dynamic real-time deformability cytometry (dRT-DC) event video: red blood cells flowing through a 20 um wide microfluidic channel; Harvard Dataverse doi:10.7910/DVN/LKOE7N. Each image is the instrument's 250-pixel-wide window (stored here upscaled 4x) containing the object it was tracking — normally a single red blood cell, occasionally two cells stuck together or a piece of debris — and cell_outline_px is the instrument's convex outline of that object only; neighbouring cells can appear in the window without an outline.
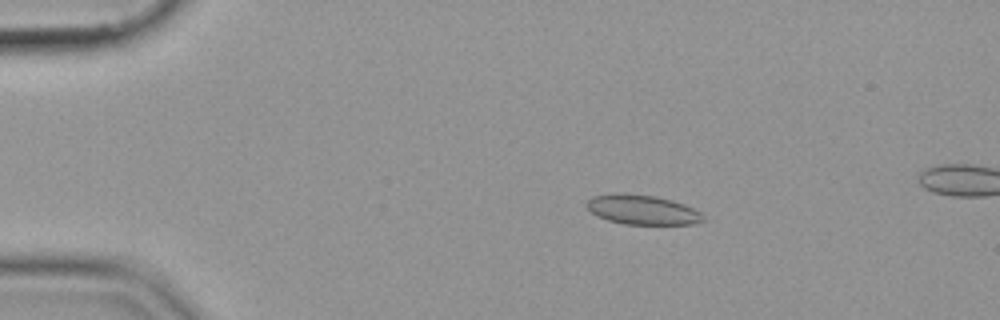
{"species": "common noctule bat (a hibernating species)", "species_latin": "Nyctalus noctula", "temperature_condition": "cold", "stored_images_in_passage": 17, "camera_frame_rate_fps": 3000, "um_per_image_px": 0.085, "animal": {"sex": "female", "body_mass_g": 19.9}, "frame": {"image": 1, "passage_image": 10, "time_ms": 3.0, "image_size_px": [1000, 320], "cell_outline_px": [[704, 220], [696, 224], [624, 224], [608, 220], [596, 216], [584, 204], [592, 196], [620, 192], [656, 196], [672, 200], [684, 204], [700, 212], [704, 216]], "centroid_in_image_um": [54.58, 17.82], "position_along_channel_um": 30.4, "area_um2": 20.23}}